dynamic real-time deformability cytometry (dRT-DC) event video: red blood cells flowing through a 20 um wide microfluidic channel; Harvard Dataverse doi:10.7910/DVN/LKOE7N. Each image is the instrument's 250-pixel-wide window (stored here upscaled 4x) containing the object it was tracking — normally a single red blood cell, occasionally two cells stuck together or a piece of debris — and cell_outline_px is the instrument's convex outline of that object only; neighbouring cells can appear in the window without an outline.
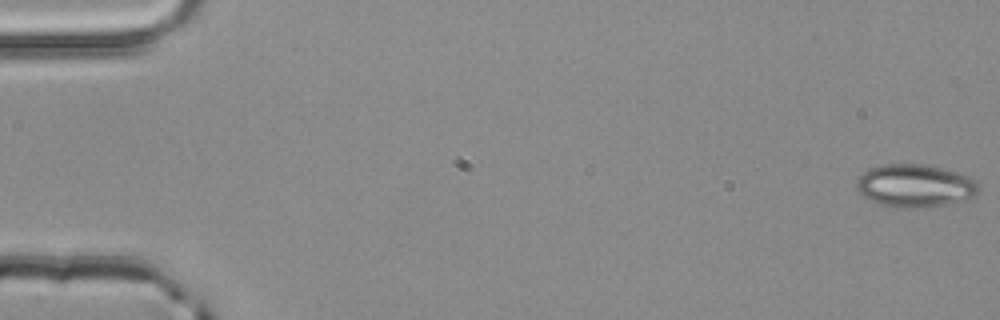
{"species": "common noctule bat (a hibernating species)", "species_latin": "Nyctalus noctula", "temperature_condition": "room temperature", "stored_images_in_passage": 5, "camera_frame_rate_fps": 3000, "um_per_image_px": 0.085, "animal": {"sex": "male", "body_mass_g": 20.4}, "frame": {"image": 1, "passage_image": 1, "time_ms": 0.0, "image_size_px": [1000, 320], "cell_outline_px": [[980, 192], [976, 196], [964, 200], [944, 204], [912, 208], [896, 208], [880, 204], [864, 196], [856, 188], [856, 180], [868, 168], [884, 164], [928, 164], [956, 172], [968, 176], [976, 180], [980, 188]], "centroid_in_image_um": [77.8, 15.78], "position_along_channel_um": 7.2, "area_um2": 30.58}}